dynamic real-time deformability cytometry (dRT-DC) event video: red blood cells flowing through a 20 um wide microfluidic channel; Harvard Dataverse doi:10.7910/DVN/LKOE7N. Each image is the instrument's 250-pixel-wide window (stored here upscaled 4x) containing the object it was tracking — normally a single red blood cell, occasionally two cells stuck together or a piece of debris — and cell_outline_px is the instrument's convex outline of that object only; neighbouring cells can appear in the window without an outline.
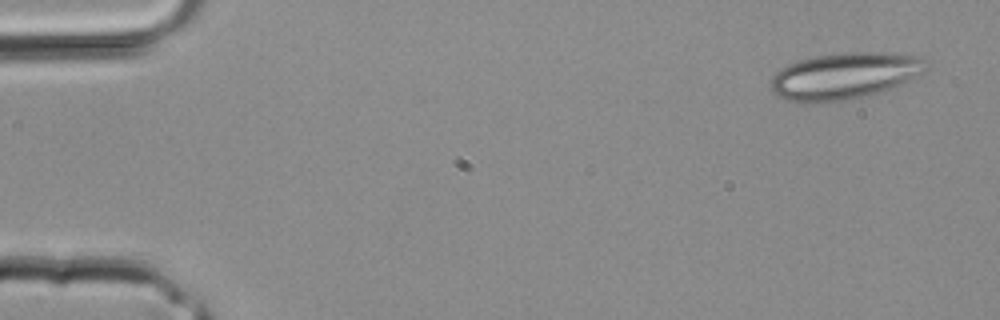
{"species": "common noctule bat (a hibernating species)", "species_latin": "Nyctalus noctula", "temperature_condition": "room temperature", "stored_images_in_passage": 3, "camera_frame_rate_fps": 3000, "um_per_image_px": 0.085, "animal": {"sex": "male", "body_mass_g": 20.4}, "frame": {"image": 1, "passage_image": 1, "time_ms": 0.0, "image_size_px": [1000, 320], "cell_outline_px": [[928, 68], [924, 72], [900, 84], [872, 96], [840, 100], [804, 104], [784, 100], [776, 96], [772, 92], [768, 84], [772, 76], [780, 68], [788, 64], [800, 60], [816, 56], [852, 52], [884, 52], [916, 56], [924, 60]], "centroid_in_image_um": [71.72, 6.48], "position_along_channel_um": 13.3, "area_um2": 42.48}}